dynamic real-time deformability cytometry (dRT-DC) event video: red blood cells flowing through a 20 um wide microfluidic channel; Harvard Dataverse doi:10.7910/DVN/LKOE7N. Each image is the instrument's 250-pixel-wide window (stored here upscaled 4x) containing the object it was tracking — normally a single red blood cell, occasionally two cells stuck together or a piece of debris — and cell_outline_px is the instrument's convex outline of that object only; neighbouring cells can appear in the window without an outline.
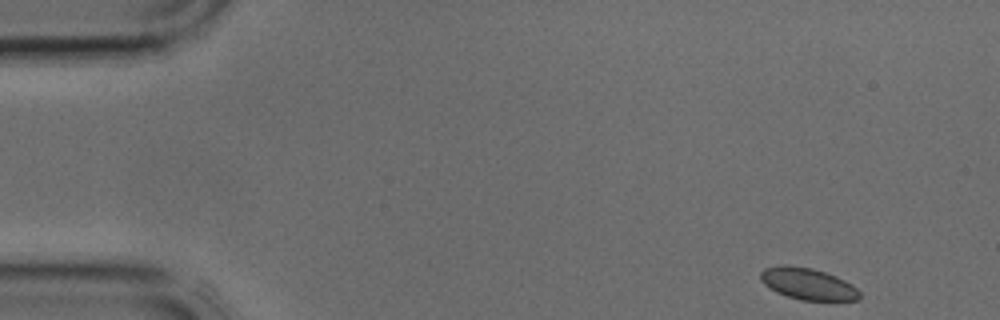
{"species": "common noctule bat (a hibernating species)", "species_latin": "Nyctalus noctula", "temperature_condition": "cold", "stored_images_in_passage": 4, "camera_frame_rate_fps": 3000, "um_per_image_px": 0.085, "animal": {"sex": "male", "body_mass_g": 17.9, "forearm_length_mm": 54.2}, "frame": {"image": 1, "passage_image": 1, "time_ms": 0.0, "image_size_px": [1000, 320], "cell_outline_px": [[860, 300], [800, 300], [776, 292], [764, 284], [760, 280], [760, 272], [764, 268], [780, 264], [788, 264], [812, 268], [836, 276], [852, 284], [860, 292]], "centroid_in_image_um": [68.64, 24.11], "position_along_channel_um": 16.4, "area_um2": 18.38}}
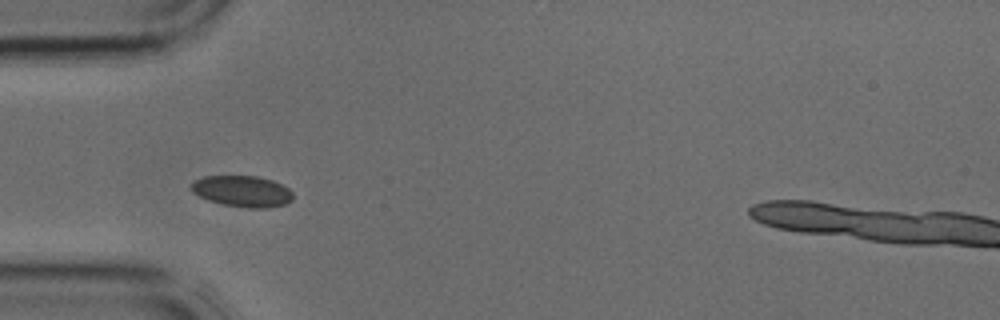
{"frame": {"image": 2, "passage_image": 3, "time_ms": 0.667, "image_size_px": [1000, 320], "cell_outline_px": [[292, 200], [284, 204], [268, 208], [248, 208], [224, 204], [208, 200], [192, 192], [188, 188], [192, 180], [204, 176], [256, 176], [272, 180], [288, 188], [292, 192]], "centroid_in_image_um": [20.55, 16.25], "position_along_channel_um": 64.5, "area_um2": 18.55}}